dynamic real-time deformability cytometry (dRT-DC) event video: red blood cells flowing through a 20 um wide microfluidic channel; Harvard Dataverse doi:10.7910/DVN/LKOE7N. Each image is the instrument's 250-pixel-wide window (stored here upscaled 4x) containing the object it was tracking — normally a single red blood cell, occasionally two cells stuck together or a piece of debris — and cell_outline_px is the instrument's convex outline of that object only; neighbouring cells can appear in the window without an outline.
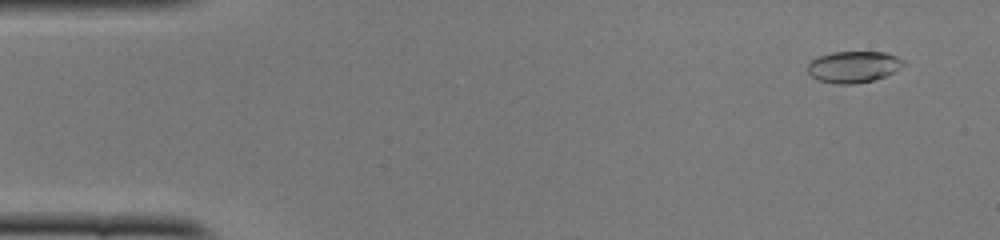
{"species": "common noctule bat (a hibernating species)", "species_latin": "Nyctalus noctula", "temperature_condition": "cold", "stored_images_in_passage": 49, "camera_frame_rate_fps": 3000, "um_per_image_px": 0.085, "animal": {"sex": "female", "body_mass_g": 22.0, "forearm_length_mm": 56.7}, "frame": {"image": 1, "passage_image": 4, "time_ms": 1.0, "image_size_px": [1000, 240], "cell_outline_px": [[904, 64], [900, 68], [884, 76], [872, 80], [856, 84], [836, 84], [816, 80], [808, 72], [808, 64], [812, 60], [820, 56], [832, 52], [884, 52], [896, 56], [904, 60]], "centroid_in_image_um": [72.53, 5.68], "position_along_channel_um": 12.5, "area_um2": 17.46}}
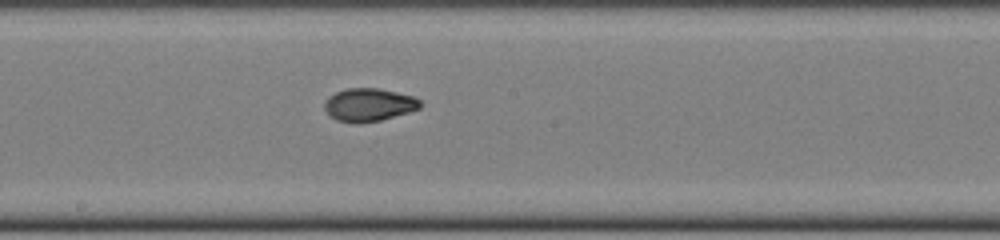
{"frame": {"image": 2, "passage_image": 28, "time_ms": 9.0, "image_size_px": [1000, 240], "cell_outline_px": [[424, 104], [420, 108], [408, 112], [380, 120], [356, 124], [336, 120], [328, 116], [324, 108], [324, 100], [328, 96], [336, 92], [348, 88], [376, 88], [396, 92], [412, 96], [420, 100]], "centroid_in_image_um": [31.31, 8.91], "position_along_channel_um": 216.9, "area_um2": 18.55}}
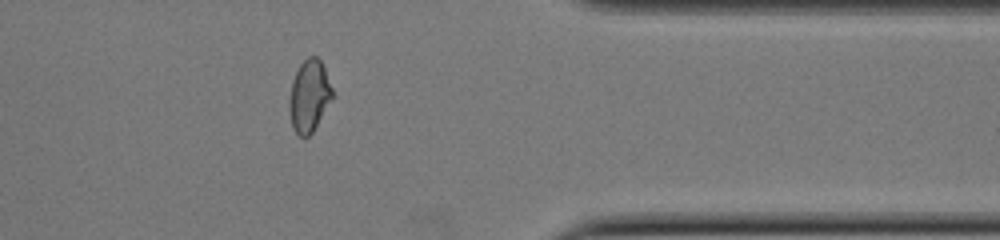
{"frame": {"image": 3, "passage_image": 42, "time_ms": 13.667, "image_size_px": [1000, 240], "cell_outline_px": [[336, 96], [312, 132], [308, 136], [300, 136], [292, 128], [288, 108], [292, 80], [300, 64], [308, 56], [316, 56], [320, 60], [324, 68]], "centroid_in_image_um": [26.31, 8.16], "position_along_channel_um": 385.1, "area_um2": 18.32}}